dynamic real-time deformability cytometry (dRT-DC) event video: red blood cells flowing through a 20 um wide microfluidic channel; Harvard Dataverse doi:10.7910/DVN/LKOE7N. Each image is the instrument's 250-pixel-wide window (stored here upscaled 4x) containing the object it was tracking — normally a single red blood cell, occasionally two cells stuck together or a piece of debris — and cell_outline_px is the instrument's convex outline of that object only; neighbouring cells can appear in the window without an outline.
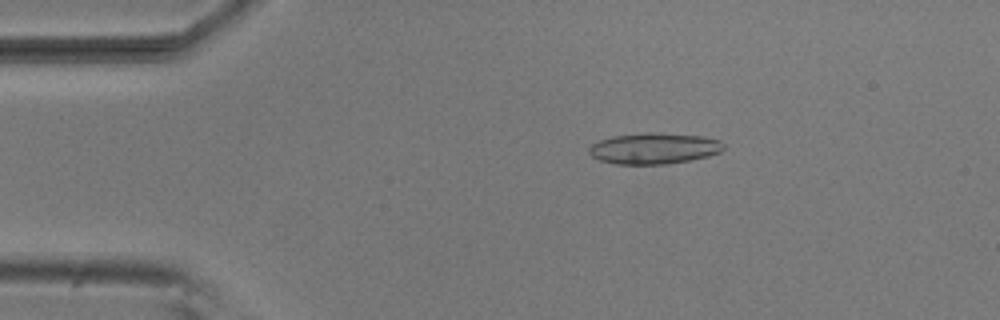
{"species": "common noctule bat (a hibernating species)", "species_latin": "Nyctalus noctula", "temperature_condition": "room temperature", "stored_images_in_passage": 5, "camera_frame_rate_fps": 3000, "um_per_image_px": 0.085, "animal": {"sex": "male", "body_mass_g": 20.5, "forearm_length_mm": 52.5}, "frame": {"image": 1, "passage_image": 1, "time_ms": 0.0, "image_size_px": [1000, 320], "cell_outline_px": [[724, 148], [720, 152], [708, 156], [668, 164], [616, 164], [600, 160], [592, 156], [588, 152], [588, 148], [592, 144], [600, 140], [612, 136], [640, 132], [652, 132], [704, 136], [720, 140], [724, 144]], "centroid_in_image_um": [55.59, 12.6], "position_along_channel_um": 29.4, "area_um2": 24.51}}
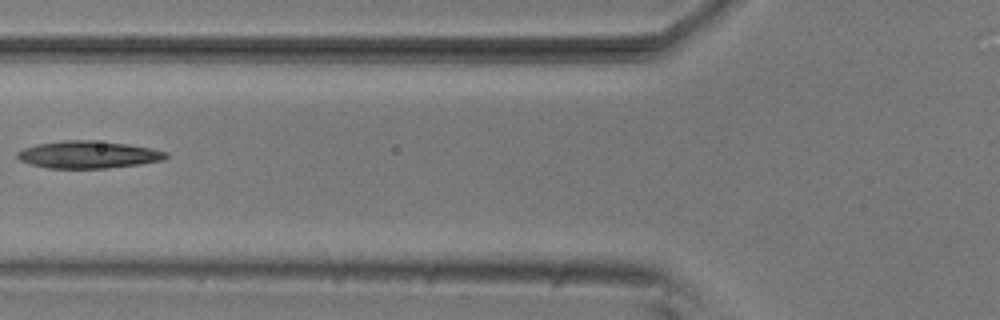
{"frame": {"image": 2, "passage_image": 4, "time_ms": 1.0, "image_size_px": [1000, 320], "cell_outline_px": [[168, 156], [164, 160], [140, 164], [108, 168], [48, 168], [32, 164], [20, 160], [16, 156], [16, 152], [24, 148], [36, 144], [64, 140], [92, 140], [128, 144], [152, 148], [168, 152]], "centroid_in_image_um": [7.52, 13.14], "position_along_channel_um": 118.3, "area_um2": 23.7}}
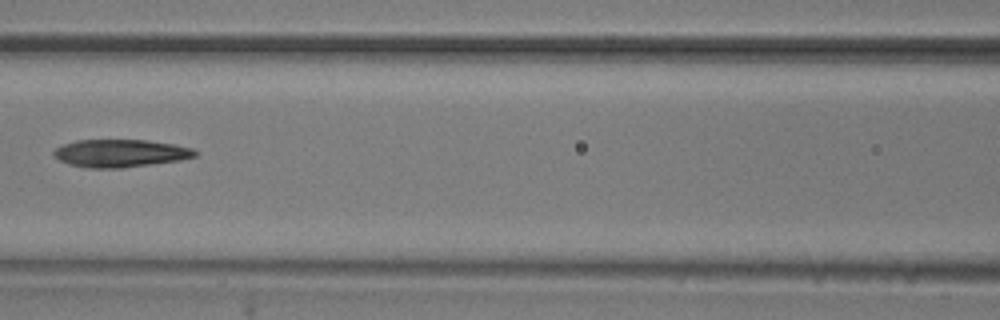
{"frame": {"image": 3, "passage_image": 5, "time_ms": 1.333, "image_size_px": [1000, 320], "cell_outline_px": [[196, 156], [180, 160], [124, 168], [88, 168], [68, 164], [52, 156], [52, 152], [56, 148], [64, 144], [76, 140], [148, 140], [172, 144], [192, 148], [196, 152]], "centroid_in_image_um": [10.19, 13.03], "position_along_channel_um": 156.4, "area_um2": 22.83}}